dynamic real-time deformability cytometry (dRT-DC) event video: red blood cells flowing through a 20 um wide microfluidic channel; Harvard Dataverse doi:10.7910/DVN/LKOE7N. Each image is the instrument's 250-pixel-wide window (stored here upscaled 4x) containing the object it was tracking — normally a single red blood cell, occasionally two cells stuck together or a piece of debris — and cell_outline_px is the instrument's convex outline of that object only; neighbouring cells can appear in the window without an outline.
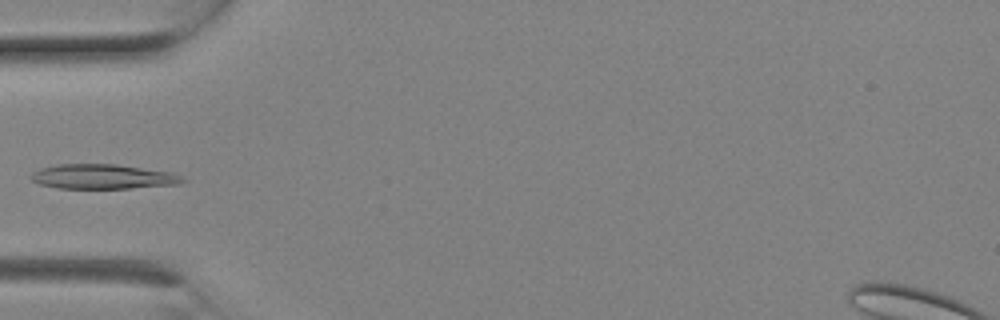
{"species": "Egyptian fruit bat (a non-hibernating species)", "species_latin": "Rousettus aegyptiacus", "temperature_condition": "room temperature", "stored_images_in_passage": 3, "camera_frame_rate_fps": 3000, "um_per_image_px": 0.085, "animal": {"sex": "female"}, "frame": {"image": 1, "passage_image": 3, "time_ms": 0.667, "image_size_px": [1000, 320], "cell_outline_px": [[188, 180], [180, 184], [132, 188], [60, 188], [40, 184], [32, 180], [28, 176], [32, 172], [40, 168], [56, 164], [116, 164], [172, 172], [184, 176]], "centroid_in_image_um": [8.78, 15.01], "position_along_channel_um": 76.2, "area_um2": 22.02}}